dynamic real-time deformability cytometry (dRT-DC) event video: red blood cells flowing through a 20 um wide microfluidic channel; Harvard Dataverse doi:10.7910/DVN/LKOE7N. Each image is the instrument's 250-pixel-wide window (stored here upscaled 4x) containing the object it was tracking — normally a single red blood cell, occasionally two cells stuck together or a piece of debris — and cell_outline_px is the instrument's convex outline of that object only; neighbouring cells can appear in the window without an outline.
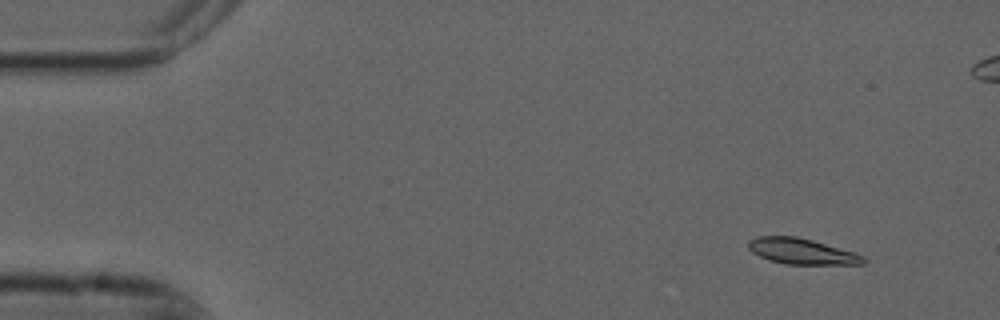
{"species": "common noctule bat (a hibernating species)", "species_latin": "Nyctalus noctula", "temperature_condition": "cold", "stored_images_in_passage": 6, "camera_frame_rate_fps": 3000, "um_per_image_px": 0.085, "animal": {"sex": "male", "forearm_length_mm": 52.5}, "frame": {"image": 1, "passage_image": 2, "time_ms": 0.333, "image_size_px": [1000, 320], "cell_outline_px": [[868, 260], [864, 264], [784, 264], [768, 260], [752, 252], [748, 248], [748, 240], [756, 236], [796, 236], [812, 240], [856, 252], [864, 256]], "centroid_in_image_um": [68.16, 21.36], "position_along_channel_um": 16.8, "area_um2": 17.46}}